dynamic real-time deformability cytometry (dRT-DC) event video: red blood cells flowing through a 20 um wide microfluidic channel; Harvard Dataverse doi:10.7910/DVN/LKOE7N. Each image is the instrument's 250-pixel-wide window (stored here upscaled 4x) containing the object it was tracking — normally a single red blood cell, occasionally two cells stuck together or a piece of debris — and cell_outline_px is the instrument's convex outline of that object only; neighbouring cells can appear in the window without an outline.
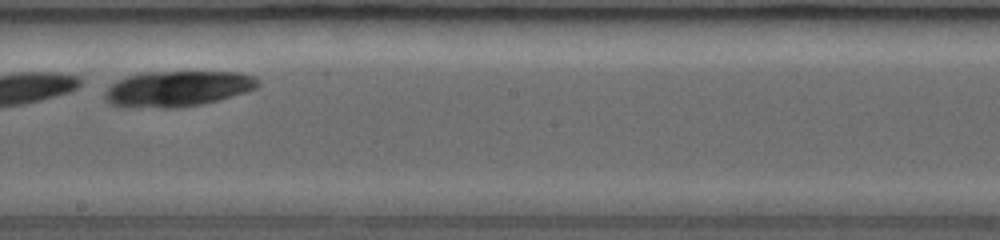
{"species": "common noctule bat (a hibernating species)", "species_latin": "Nyctalus noctula", "temperature_condition": "room temperature", "stored_images_in_passage": 15, "camera_frame_rate_fps": 3000, "um_per_image_px": 0.085, "animal": {"sex": "female", "body_mass_g": 19.0, "forearm_length_mm": 53.3}, "frame": {"image": 1, "passage_image": 13, "time_ms": 5.0, "image_size_px": [1000, 240], "cell_outline_px": [[260, 84], [256, 88], [244, 92], [216, 100], [200, 104], [168, 108], [120, 108], [108, 104], [104, 96], [104, 92], [116, 80], [140, 72], [240, 72], [256, 76], [260, 80]], "centroid_in_image_um": [15.03, 7.54], "position_along_channel_um": 233.2, "area_um2": 32.08}}